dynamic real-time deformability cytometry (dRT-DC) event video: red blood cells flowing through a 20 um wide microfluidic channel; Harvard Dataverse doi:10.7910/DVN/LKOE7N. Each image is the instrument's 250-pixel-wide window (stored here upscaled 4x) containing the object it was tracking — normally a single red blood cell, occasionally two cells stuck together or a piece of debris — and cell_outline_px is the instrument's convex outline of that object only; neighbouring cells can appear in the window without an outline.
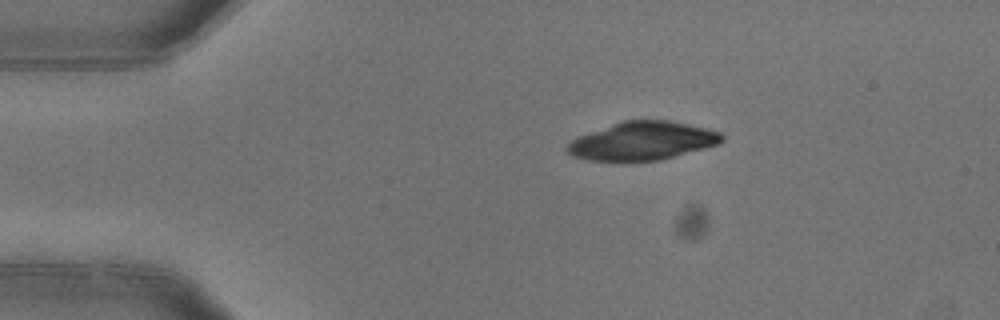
{"species": "common noctule bat (a hibernating species)", "species_latin": "Nyctalus noctula", "temperature_condition": "warm", "stored_images_in_passage": 3, "camera_frame_rate_fps": 3000, "um_per_image_px": 0.085, "animal": {"sex": "female"}, "frame": {"image": 1, "passage_image": 1, "time_ms": 0.0, "image_size_px": [1000, 320], "cell_outline_px": [[724, 140], [720, 144], [660, 160], [624, 164], [588, 160], [572, 156], [564, 152], [564, 148], [576, 136], [624, 120], [668, 120], [708, 128], [720, 132], [724, 136]], "centroid_in_image_um": [54.55, 12.02], "position_along_channel_um": 30.4, "area_um2": 35.6}}